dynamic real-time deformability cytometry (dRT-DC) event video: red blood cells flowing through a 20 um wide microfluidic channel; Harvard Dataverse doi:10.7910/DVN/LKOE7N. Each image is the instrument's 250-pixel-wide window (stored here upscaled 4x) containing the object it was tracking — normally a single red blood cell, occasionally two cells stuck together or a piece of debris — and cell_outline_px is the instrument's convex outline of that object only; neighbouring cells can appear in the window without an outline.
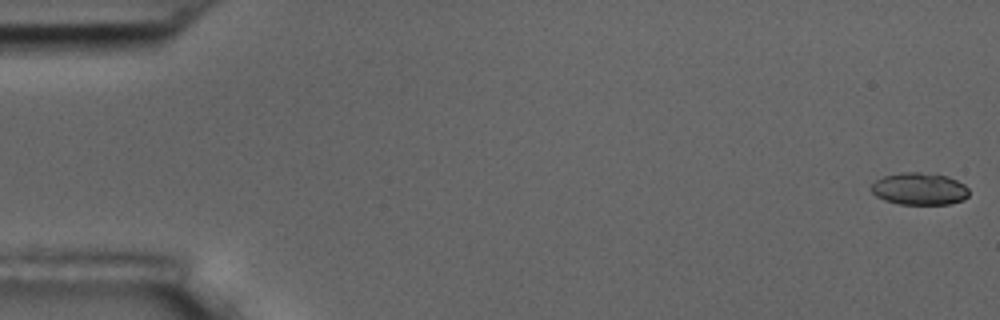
{"species": "common noctule bat (a hibernating species)", "species_latin": "Nyctalus noctula", "temperature_condition": "room temperature", "stored_images_in_passage": 5, "segment_of_instrument_passage": [2, 2], "camera_frame_rate_fps": 3000, "um_per_image_px": 0.085, "animal": {"sex": "male", "body_mass_g": 17.5, "forearm_length_mm": 52.3}, "frame": {"image": 1, "passage_image": 5, "time_ms": 5.667, "image_size_px": [1000, 320], "cell_outline_px": [[968, 196], [964, 200], [948, 204], [900, 204], [884, 200], [876, 196], [872, 192], [872, 184], [876, 180], [884, 176], [904, 172], [936, 172], [948, 176], [964, 184], [968, 188]], "centroid_in_image_um": [78.18, 16.04], "position_along_channel_um": 6.8, "area_um2": 18.5}}